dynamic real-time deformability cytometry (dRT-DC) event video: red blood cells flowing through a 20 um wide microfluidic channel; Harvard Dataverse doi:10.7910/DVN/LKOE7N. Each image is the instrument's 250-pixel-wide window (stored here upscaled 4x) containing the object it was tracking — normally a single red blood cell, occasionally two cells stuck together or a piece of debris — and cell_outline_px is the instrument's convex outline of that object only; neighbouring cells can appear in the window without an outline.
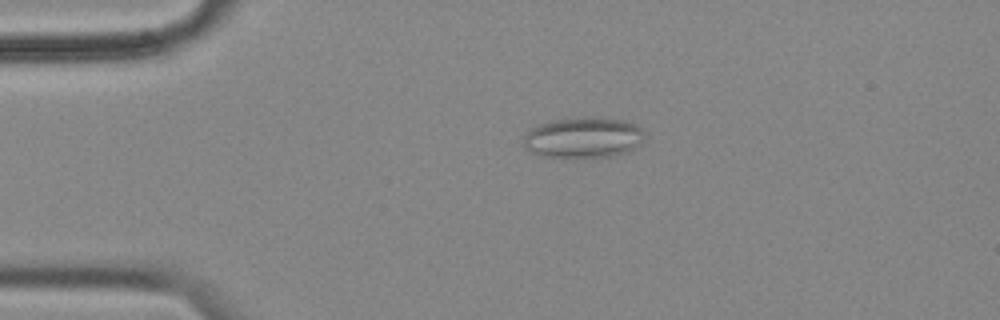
{"species": "common noctule bat (a hibernating species)", "species_latin": "Nyctalus noctula", "temperature_condition": "cold", "stored_images_in_passage": 2, "camera_frame_rate_fps": 3000, "um_per_image_px": 0.085, "animal": {"sex": "female", "body_mass_g": 18.4}, "frame": {"image": 1, "passage_image": 2, "time_ms": 0.333, "image_size_px": [1000, 320], "cell_outline_px": [[644, 140], [636, 148], [628, 152], [612, 156], [584, 160], [540, 156], [532, 152], [524, 144], [524, 136], [532, 128], [540, 124], [556, 120], [624, 120], [636, 124], [644, 132]], "centroid_in_image_um": [49.62, 11.79], "position_along_channel_um": 35.4, "area_um2": 28.5}}